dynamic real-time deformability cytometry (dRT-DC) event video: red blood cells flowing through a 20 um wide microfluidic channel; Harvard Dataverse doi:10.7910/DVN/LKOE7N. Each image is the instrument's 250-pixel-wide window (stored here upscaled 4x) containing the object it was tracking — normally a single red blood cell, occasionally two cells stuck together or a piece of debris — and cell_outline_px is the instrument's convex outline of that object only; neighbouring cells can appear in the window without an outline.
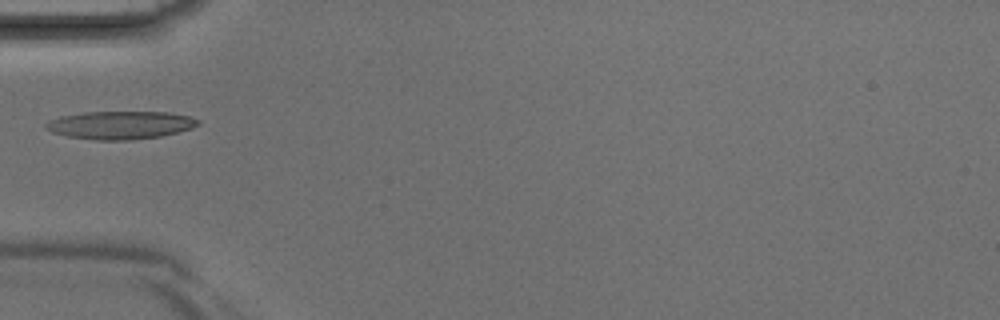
{"species": "Egyptian fruit bat (a non-hibernating species)", "species_latin": "Rousettus aegyptiacus", "temperature_condition": "room temperature", "stored_images_in_passage": 4, "camera_frame_rate_fps": 3000, "um_per_image_px": 0.085, "animal": {"sex": "male"}, "frame": {"image": 1, "passage_image": 4, "time_ms": 1.0, "image_size_px": [1000, 320], "cell_outline_px": [[200, 124], [192, 128], [160, 136], [132, 140], [96, 140], [68, 136], [52, 132], [44, 128], [44, 124], [60, 116], [84, 112], [172, 112], [188, 116], [200, 120]], "centroid_in_image_um": [10.24, 10.63], "position_along_channel_um": 74.8, "area_um2": 24.8}}